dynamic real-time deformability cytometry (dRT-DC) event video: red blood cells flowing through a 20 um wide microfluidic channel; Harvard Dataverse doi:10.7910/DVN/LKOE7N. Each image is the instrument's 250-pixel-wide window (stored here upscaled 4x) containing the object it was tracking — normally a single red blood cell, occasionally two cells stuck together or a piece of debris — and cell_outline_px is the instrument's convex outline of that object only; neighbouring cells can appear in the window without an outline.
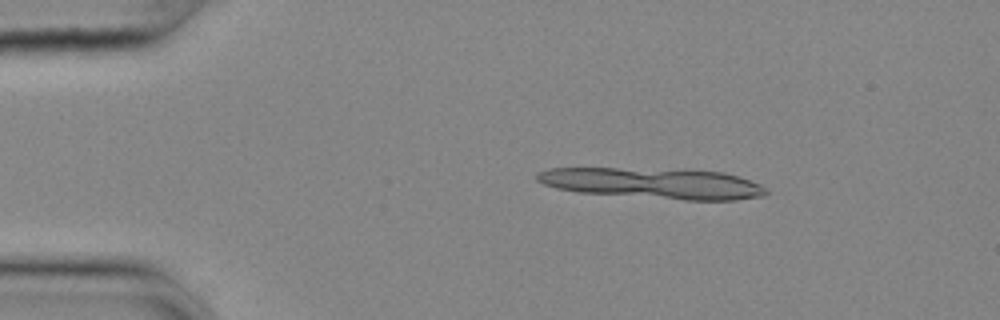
{"species": "common noctule bat (a hibernating species)", "species_latin": "Nyctalus noctula", "temperature_condition": "cold", "stored_images_in_passage": 5, "camera_frame_rate_fps": 3000, "um_per_image_px": 0.085, "animal": {"sex": "female", "body_mass_g": 25.1}, "frame": {"image": 1, "passage_image": 1, "time_ms": 0.0, "image_size_px": [1000, 320], "cell_outline_px": [[768, 192], [764, 196], [736, 200], [684, 200], [576, 192], [556, 188], [544, 184], [536, 180], [536, 172], [548, 168], [684, 168], [724, 172], [760, 184], [768, 188]], "centroid_in_image_um": [55.53, 15.56], "position_along_channel_um": 29.5, "area_um2": 41.85}}